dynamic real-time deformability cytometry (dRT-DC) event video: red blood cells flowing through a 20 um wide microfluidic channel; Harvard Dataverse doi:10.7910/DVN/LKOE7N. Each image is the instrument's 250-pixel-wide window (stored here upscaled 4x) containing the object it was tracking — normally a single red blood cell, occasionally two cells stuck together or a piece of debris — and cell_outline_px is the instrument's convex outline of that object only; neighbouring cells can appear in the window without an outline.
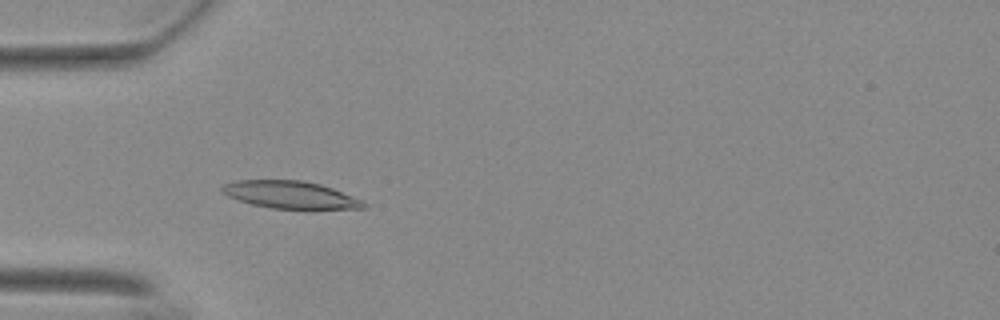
{"species": "Egyptian fruit bat (a non-hibernating species)", "species_latin": "Rousettus aegyptiacus", "temperature_condition": "warm", "stored_images_in_passage": 41, "camera_frame_rate_fps": 3000, "um_per_image_px": 0.085, "animal": {"sex": "female"}, "frame": {"image": 1, "passage_image": 18, "time_ms": 5.667, "image_size_px": [1000, 320], "cell_outline_px": [[368, 204], [364, 208], [272, 208], [252, 204], [228, 196], [220, 192], [220, 184], [236, 180], [300, 180], [320, 184], [332, 188], [364, 200]], "centroid_in_image_um": [24.63, 16.54], "position_along_channel_um": 60.4, "area_um2": 22.48}}
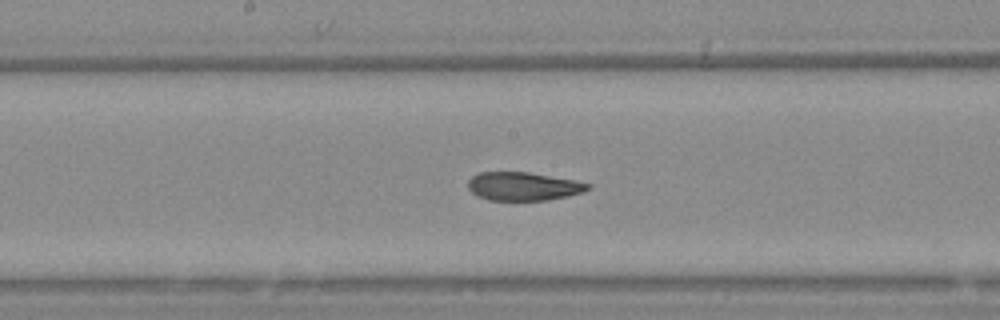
{"frame": {"image": 2, "passage_image": 30, "time_ms": 9.667, "image_size_px": [1000, 320], "cell_outline_px": [[592, 188], [584, 192], [568, 196], [548, 200], [488, 200], [476, 196], [468, 188], [468, 180], [472, 176], [480, 172], [528, 172], [572, 180], [592, 184]], "centroid_in_image_um": [44.48, 15.84], "position_along_channel_um": 203.7, "area_um2": 19.88}}
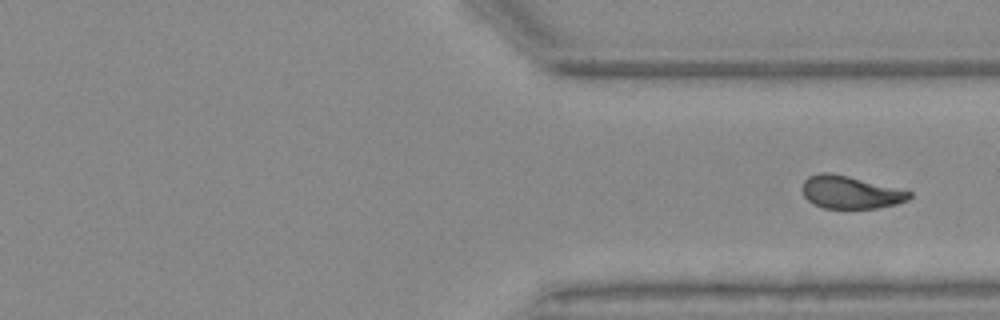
{"frame": {"image": 3, "passage_image": 41, "time_ms": 13.333, "image_size_px": [1000, 320], "cell_outline_px": [[912, 196], [908, 200], [896, 204], [876, 208], [824, 208], [812, 204], [804, 196], [800, 188], [804, 180], [808, 176], [820, 172], [828, 172], [848, 176], [912, 192]], "centroid_in_image_um": [72.23, 16.34], "position_along_channel_um": 339.2, "area_um2": 20.4}}